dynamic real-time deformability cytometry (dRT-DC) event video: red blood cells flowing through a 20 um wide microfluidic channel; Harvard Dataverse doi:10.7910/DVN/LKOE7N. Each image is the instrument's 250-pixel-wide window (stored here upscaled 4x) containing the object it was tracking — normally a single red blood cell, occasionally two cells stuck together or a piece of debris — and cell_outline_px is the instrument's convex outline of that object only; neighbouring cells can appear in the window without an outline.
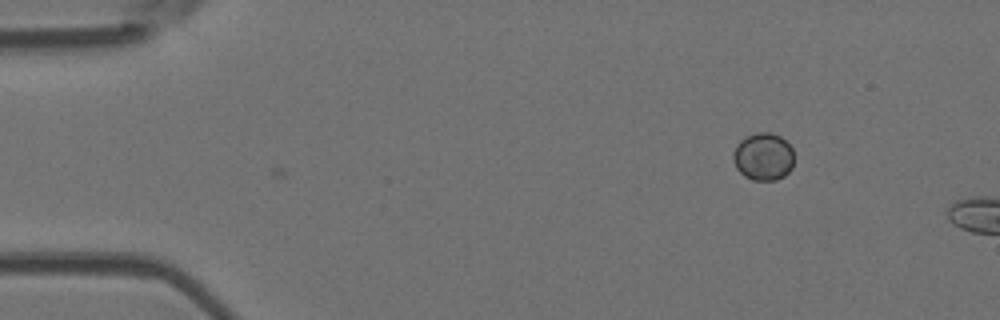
{"species": "Egyptian fruit bat (a non-hibernating species)", "species_latin": "Rousettus aegyptiacus", "temperature_condition": "room temperature", "stored_images_in_passage": 2, "camera_frame_rate_fps": 3000, "um_per_image_px": 0.085, "animal": {"sex": "female"}, "frame": {"image": 1, "passage_image": 1, "time_ms": 0.0, "image_size_px": [1000, 320], "cell_outline_px": [[792, 168], [784, 176], [776, 180], [752, 180], [744, 176], [736, 168], [732, 156], [736, 144], [740, 140], [756, 132], [772, 132], [780, 136], [792, 148]], "centroid_in_image_um": [64.86, 13.31], "position_along_channel_um": 20.1, "area_um2": 16.88}}